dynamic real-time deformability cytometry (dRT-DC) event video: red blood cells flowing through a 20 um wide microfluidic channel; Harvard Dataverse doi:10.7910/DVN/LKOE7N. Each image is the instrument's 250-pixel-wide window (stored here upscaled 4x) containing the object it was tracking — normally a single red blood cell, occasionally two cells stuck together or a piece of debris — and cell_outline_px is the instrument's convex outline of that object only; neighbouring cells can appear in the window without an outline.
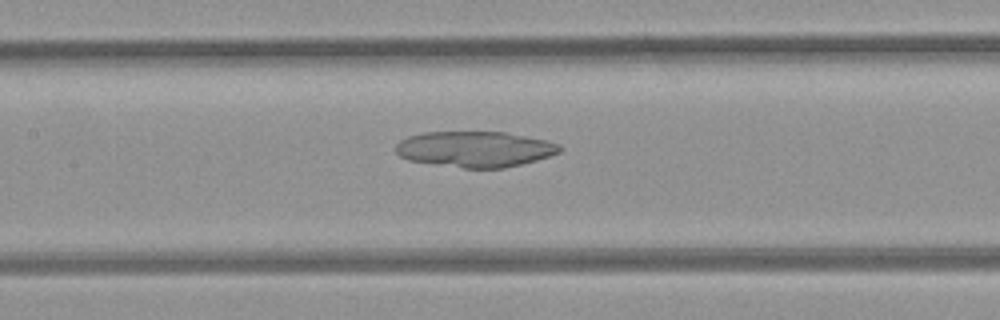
{"species": "common noctule bat (a hibernating species)", "species_latin": "Nyctalus noctula", "temperature_condition": "room temperature", "stored_images_in_passage": 43, "camera_frame_rate_fps": 3000, "um_per_image_px": 0.085, "animal": {"sex": "female", "body_mass_g": 21.9}, "frame": {"image": 1, "passage_image": 15, "time_ms": 4.667, "image_size_px": [1000, 320], "cell_outline_px": [[564, 148], [560, 152], [536, 160], [504, 168], [464, 168], [408, 160], [400, 156], [396, 152], [396, 144], [400, 140], [408, 136], [424, 132], [504, 132], [548, 140], [560, 144]], "centroid_in_image_um": [40.39, 12.67], "position_along_channel_um": 167.0, "area_um2": 34.16}}
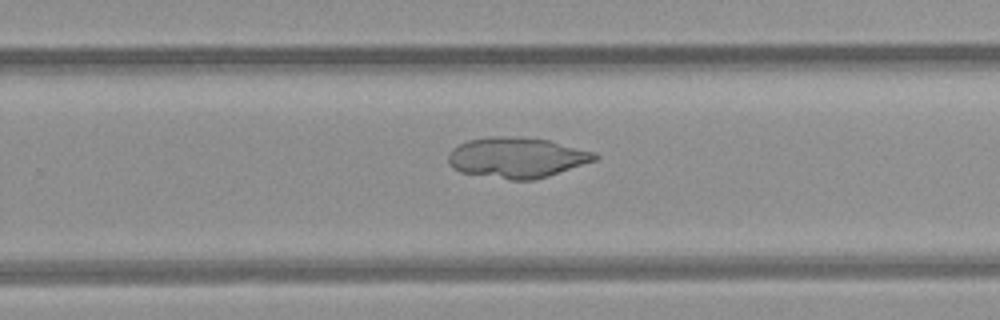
{"frame": {"image": 2, "passage_image": 24, "time_ms": 7.667, "image_size_px": [1000, 320], "cell_outline_px": [[600, 156], [596, 160], [536, 180], [512, 180], [460, 172], [452, 168], [448, 164], [448, 152], [452, 148], [468, 140], [488, 136], [508, 136], [548, 140], [596, 152]], "centroid_in_image_um": [43.91, 13.39], "position_along_channel_um": 285.9, "area_um2": 34.68}}
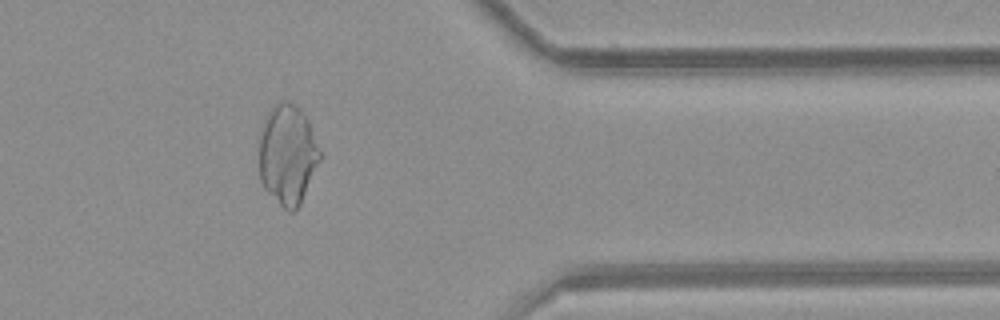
{"frame": {"image": 3, "passage_image": 33, "time_ms": 10.667, "image_size_px": [1000, 320], "cell_outline_px": [[324, 156], [300, 204], [292, 212], [288, 212], [264, 188], [260, 180], [260, 128], [272, 104], [280, 100], [288, 100], [296, 104], [300, 108], [308, 120]], "centroid_in_image_um": [24.48, 13.1], "position_along_channel_um": 386.9, "area_um2": 36.13}}